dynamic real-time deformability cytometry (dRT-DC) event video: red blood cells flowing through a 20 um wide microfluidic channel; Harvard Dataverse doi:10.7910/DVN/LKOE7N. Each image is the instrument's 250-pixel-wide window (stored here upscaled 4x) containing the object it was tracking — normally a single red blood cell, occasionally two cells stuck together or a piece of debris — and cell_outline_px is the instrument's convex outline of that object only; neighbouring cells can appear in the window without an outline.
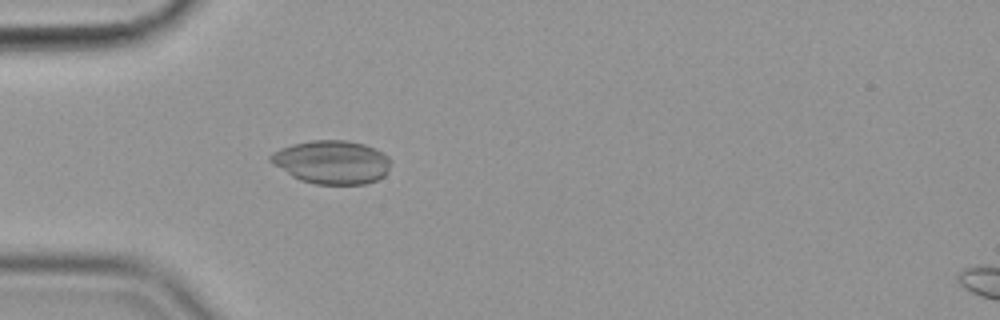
{"species": "common noctule bat (a hibernating species)", "species_latin": "Nyctalus noctula", "temperature_condition": "cold", "stored_images_in_passage": 48, "camera_frame_rate_fps": 3000, "um_per_image_px": 0.085, "animal": {"sex": "female", "body_mass_g": 19.9}, "frame": {"image": 1, "passage_image": 9, "time_ms": 2.667, "image_size_px": [1000, 320], "cell_outline_px": [[392, 160], [388, 172], [384, 176], [376, 180], [364, 184], [316, 184], [300, 180], [292, 176], [272, 164], [268, 160], [268, 156], [272, 152], [280, 148], [292, 144], [312, 140], [344, 140], [364, 144], [384, 152]], "centroid_in_image_um": [28.21, 13.77], "position_along_channel_um": 56.8, "area_um2": 30.69}}
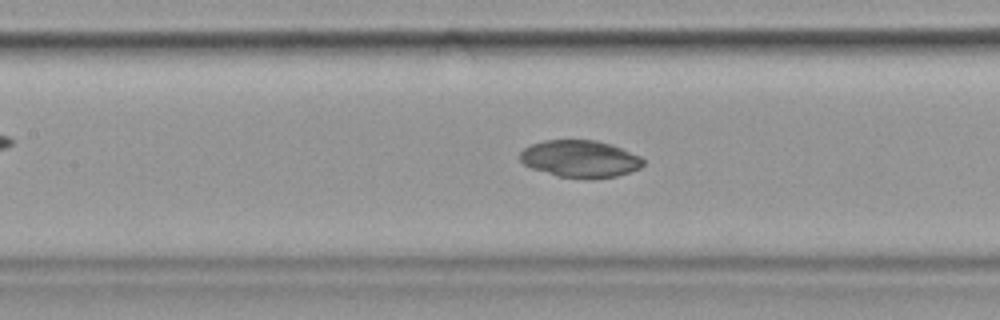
{"frame": {"image": 2, "passage_image": 18, "time_ms": 5.667, "image_size_px": [1000, 320], "cell_outline_px": [[644, 164], [640, 168], [616, 176], [592, 180], [588, 180], [556, 176], [532, 168], [524, 164], [520, 160], [520, 152], [524, 148], [532, 144], [544, 140], [596, 140], [620, 148], [640, 156], [644, 160]], "centroid_in_image_um": [49.29, 13.52], "position_along_channel_um": 158.1, "area_um2": 26.76}}
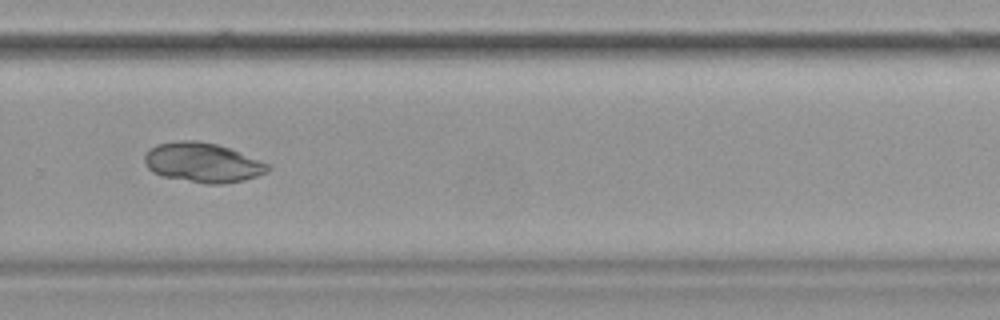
{"frame": {"image": 3, "passage_image": 31, "time_ms": 10.0, "image_size_px": [1000, 320], "cell_outline_px": [[268, 172], [244, 180], [224, 184], [208, 184], [160, 176], [152, 172], [144, 164], [144, 156], [156, 144], [176, 140], [196, 140], [216, 144], [228, 148], [268, 164]], "centroid_in_image_um": [17.17, 13.82], "position_along_channel_um": 312.6, "area_um2": 28.26}}